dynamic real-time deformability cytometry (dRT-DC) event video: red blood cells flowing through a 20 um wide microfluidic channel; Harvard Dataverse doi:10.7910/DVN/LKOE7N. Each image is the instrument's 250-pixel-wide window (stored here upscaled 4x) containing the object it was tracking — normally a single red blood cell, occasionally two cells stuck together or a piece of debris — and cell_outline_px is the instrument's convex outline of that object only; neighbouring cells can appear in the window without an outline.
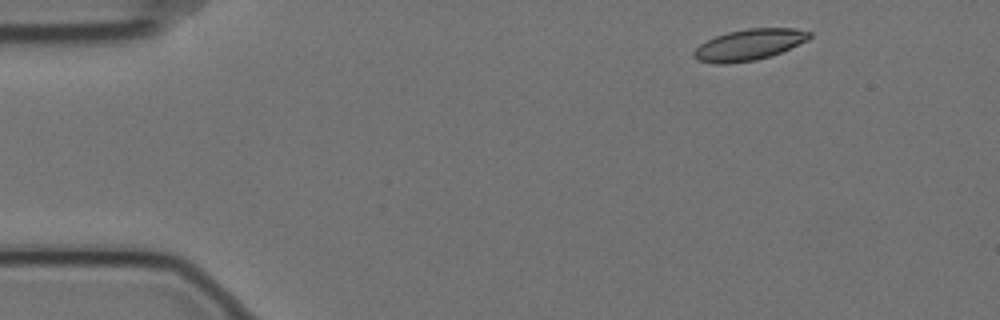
{"species": "Egyptian fruit bat (a non-hibernating species)", "species_latin": "Rousettus aegyptiacus", "temperature_condition": "cold", "stored_images_in_passage": 3, "camera_frame_rate_fps": 3000, "um_per_image_px": 0.085, "animal": {"sex": "female"}, "frame": {"image": 1, "passage_image": 1, "time_ms": 0.0, "image_size_px": [1000, 320], "cell_outline_px": [[812, 36], [808, 40], [780, 52], [756, 60], [724, 64], [716, 64], [696, 60], [692, 56], [692, 52], [700, 44], [716, 36], [728, 32], [748, 28], [796, 28], [812, 32]], "centroid_in_image_um": [63.66, 3.8], "position_along_channel_um": 21.3, "area_um2": 20.92}}